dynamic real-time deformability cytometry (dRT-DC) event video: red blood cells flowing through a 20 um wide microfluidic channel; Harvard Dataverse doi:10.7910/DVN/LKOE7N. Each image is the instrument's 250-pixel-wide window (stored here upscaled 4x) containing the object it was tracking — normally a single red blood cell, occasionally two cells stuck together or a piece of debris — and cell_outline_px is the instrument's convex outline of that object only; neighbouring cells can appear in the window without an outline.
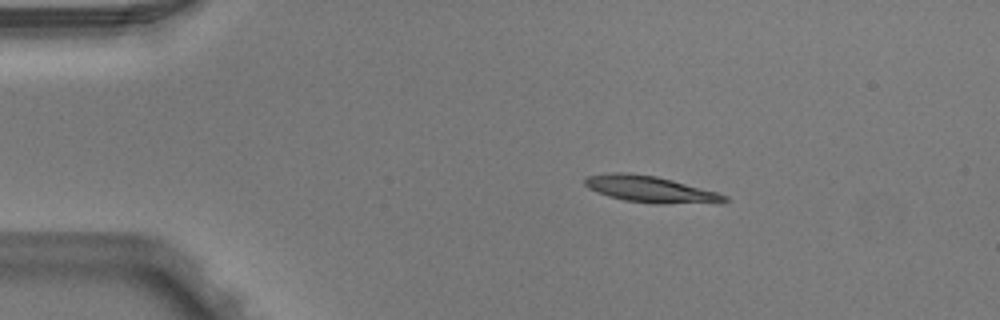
{"species": "Egyptian fruit bat (a non-hibernating species)", "species_latin": "Rousettus aegyptiacus", "temperature_condition": "warm", "stored_images_in_passage": 3, "camera_frame_rate_fps": 3000, "um_per_image_px": 0.085, "animal": {"sex": "male"}, "frame": {"image": 1, "passage_image": 1, "time_ms": 0.0, "image_size_px": [1000, 320], "cell_outline_px": [[728, 200], [720, 204], [656, 204], [624, 200], [608, 196], [588, 188], [584, 184], [584, 180], [588, 176], [616, 172], [628, 172], [656, 176], [672, 180], [716, 192], [728, 196]], "centroid_in_image_um": [55.34, 16.11], "position_along_channel_um": 29.7, "area_um2": 21.73}}
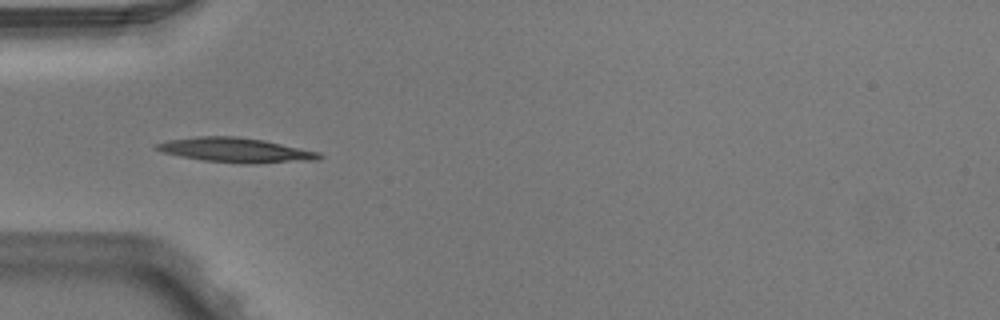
{"frame": {"image": 2, "passage_image": 3, "time_ms": 0.667, "image_size_px": [1000, 320], "cell_outline_px": [[324, 156], [320, 160], [252, 164], [248, 164], [204, 160], [180, 156], [164, 152], [156, 148], [156, 144], [168, 140], [200, 136], [236, 136], [264, 140], [320, 152]], "centroid_in_image_um": [20.13, 12.76], "position_along_channel_um": 64.9, "area_um2": 23.24}}